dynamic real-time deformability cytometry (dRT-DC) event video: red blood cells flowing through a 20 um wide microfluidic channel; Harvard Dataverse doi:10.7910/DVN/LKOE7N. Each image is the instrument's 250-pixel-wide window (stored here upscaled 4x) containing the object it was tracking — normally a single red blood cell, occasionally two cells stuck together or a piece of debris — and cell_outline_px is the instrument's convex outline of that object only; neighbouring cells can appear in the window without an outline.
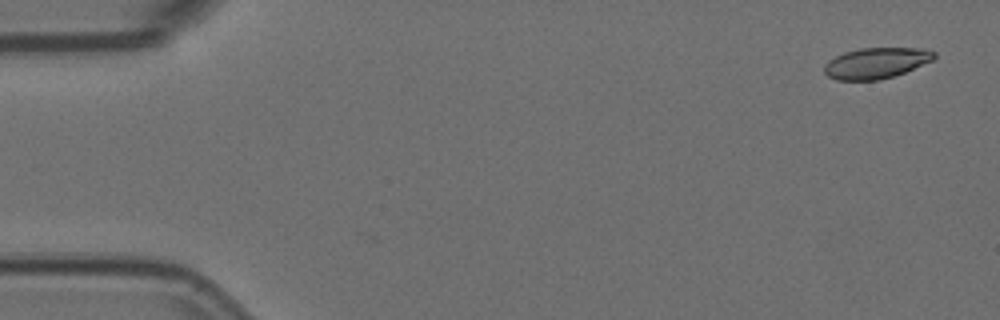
{"species": "Egyptian fruit bat (a non-hibernating species)", "species_latin": "Rousettus aegyptiacus", "temperature_condition": "room temperature", "stored_images_in_passage": 3, "camera_frame_rate_fps": 3000, "um_per_image_px": 0.085, "animal": {"sex": "female"}, "frame": {"image": 1, "passage_image": 1, "time_ms": 0.0, "image_size_px": [1000, 320], "cell_outline_px": [[936, 56], [932, 60], [904, 72], [892, 76], [876, 80], [836, 80], [828, 76], [824, 72], [824, 64], [828, 60], [844, 52], [860, 48], [916, 48], [936, 52]], "centroid_in_image_um": [74.42, 5.36], "position_along_channel_um": 10.6, "area_um2": 19.54}}